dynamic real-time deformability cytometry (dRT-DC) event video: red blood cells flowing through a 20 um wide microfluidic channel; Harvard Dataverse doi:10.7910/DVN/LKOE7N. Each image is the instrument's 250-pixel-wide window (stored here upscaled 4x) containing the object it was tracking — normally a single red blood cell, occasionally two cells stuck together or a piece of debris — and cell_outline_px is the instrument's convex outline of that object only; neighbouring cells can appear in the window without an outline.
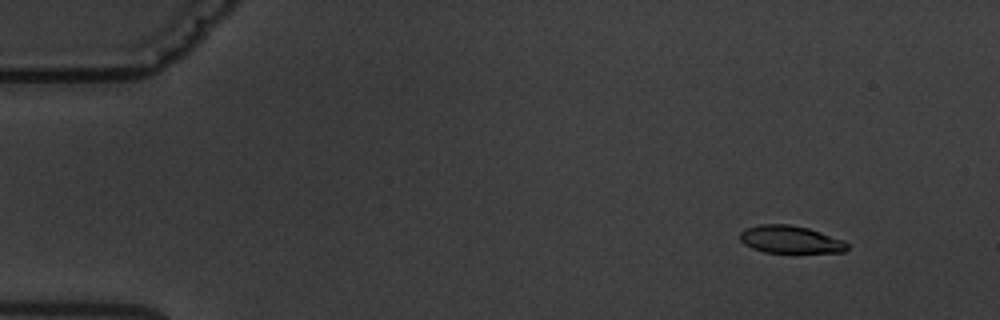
{"species": "common noctule bat (a hibernating species)", "species_latin": "Nyctalus noctula", "temperature_condition": "warm", "stored_images_in_passage": 4, "camera_frame_rate_fps": 3000, "um_per_image_px": 0.085, "animal": {"sex": "male", "body_mass_g": 19.5, "forearm_length_mm": 54.6}, "frame": {"image": 1, "passage_image": 2, "time_ms": 1.0, "image_size_px": [1000, 320], "cell_outline_px": [[848, 248], [844, 252], [764, 252], [752, 248], [744, 244], [740, 240], [740, 232], [744, 228], [760, 224], [788, 224], [808, 228], [844, 240], [848, 244]], "centroid_in_image_um": [67.15, 20.35], "position_along_channel_um": 17.8, "area_um2": 17.17}}